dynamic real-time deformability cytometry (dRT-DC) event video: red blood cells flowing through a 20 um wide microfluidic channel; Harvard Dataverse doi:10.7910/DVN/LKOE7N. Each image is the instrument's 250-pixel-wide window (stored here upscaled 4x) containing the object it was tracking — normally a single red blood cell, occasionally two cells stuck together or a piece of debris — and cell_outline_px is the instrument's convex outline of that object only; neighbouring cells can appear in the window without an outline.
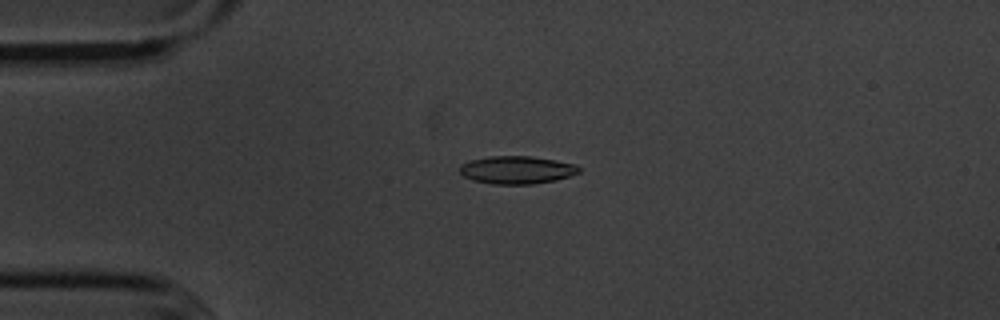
{"species": "common noctule bat (a hibernating species)", "species_latin": "Nyctalus noctula", "temperature_condition": "cold", "stored_images_in_passage": 7, "camera_frame_rate_fps": 3000, "um_per_image_px": 0.085, "animal": {"sex": "male", "body_mass_g": 20.1, "forearm_length_mm": 53.5}, "frame": {"image": 1, "passage_image": 4, "time_ms": 3.333, "image_size_px": [1000, 320], "cell_outline_px": [[580, 172], [556, 180], [532, 184], [492, 184], [476, 180], [464, 176], [460, 172], [460, 164], [472, 160], [492, 156], [532, 156], [556, 160], [576, 164], [580, 168]], "centroid_in_image_um": [43.96, 14.44], "position_along_channel_um": 41.0, "area_um2": 19.19}}
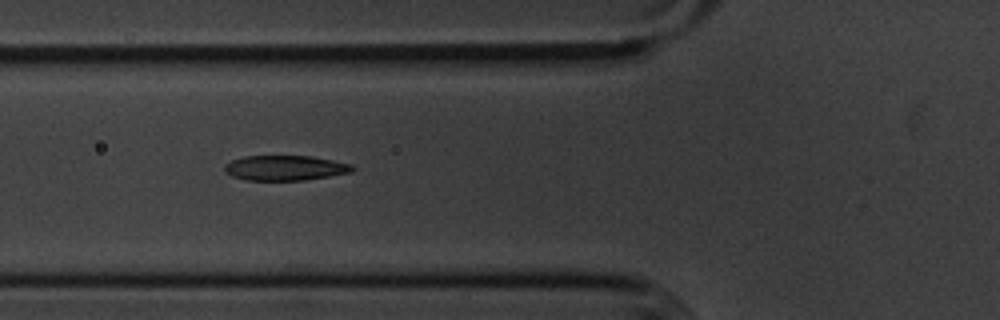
{"frame": {"image": 2, "passage_image": 6, "time_ms": 5.667, "image_size_px": [1000, 320], "cell_outline_px": [[356, 168], [352, 172], [304, 180], [244, 180], [232, 176], [224, 172], [224, 164], [232, 160], [244, 156], [312, 156], [352, 164]], "centroid_in_image_um": [24.22, 14.27], "position_along_channel_um": 101.6, "area_um2": 18.73}}
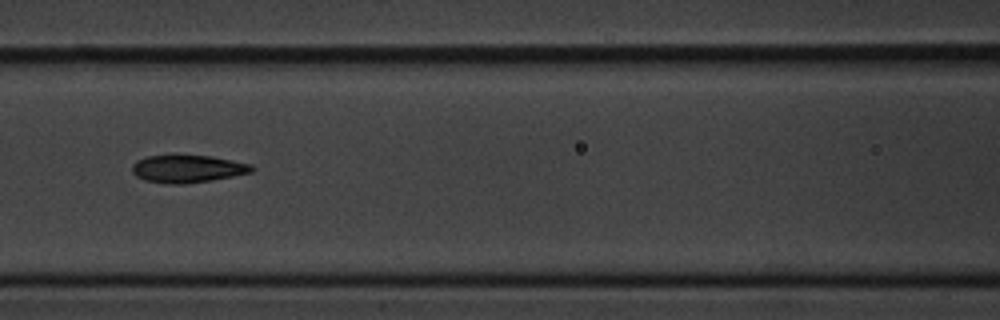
{"frame": {"image": 3, "passage_image": 7, "time_ms": 7.0, "image_size_px": [1000, 320], "cell_outline_px": [[256, 168], [252, 172], [212, 180], [184, 184], [168, 184], [144, 180], [136, 176], [132, 172], [132, 164], [136, 160], [148, 156], [172, 152], [176, 152], [212, 156], [252, 164]], "centroid_in_image_um": [15.91, 14.3], "position_along_channel_um": 150.7, "area_um2": 20.17}}